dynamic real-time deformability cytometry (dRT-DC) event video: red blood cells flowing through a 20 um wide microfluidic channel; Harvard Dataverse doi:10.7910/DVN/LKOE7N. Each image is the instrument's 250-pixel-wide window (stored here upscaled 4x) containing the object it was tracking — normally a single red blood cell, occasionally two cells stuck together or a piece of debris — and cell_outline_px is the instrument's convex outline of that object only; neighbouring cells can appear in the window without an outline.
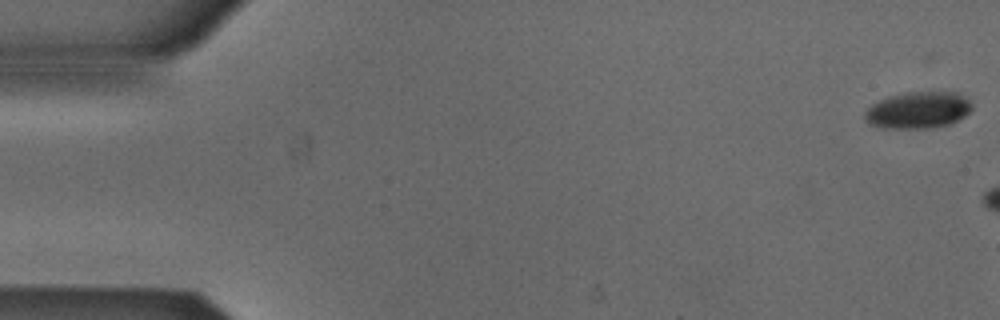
{"species": "Egyptian fruit bat (a non-hibernating species)", "species_latin": "Rousettus aegyptiacus", "temperature_condition": "cold", "stored_images_in_passage": 6, "camera_frame_rate_fps": 3000, "um_per_image_px": 0.085, "animal": {"sex": "male"}, "frame": {"image": 1, "passage_image": 1, "time_ms": 0.0, "image_size_px": [1000, 320], "cell_outline_px": [[972, 108], [964, 116], [948, 124], [932, 128], [884, 128], [868, 124], [864, 116], [864, 112], [872, 104], [888, 96], [904, 92], [956, 92], [964, 96], [972, 104]], "centroid_in_image_um": [78.01, 9.35], "position_along_channel_um": 7.0, "area_um2": 22.89}}